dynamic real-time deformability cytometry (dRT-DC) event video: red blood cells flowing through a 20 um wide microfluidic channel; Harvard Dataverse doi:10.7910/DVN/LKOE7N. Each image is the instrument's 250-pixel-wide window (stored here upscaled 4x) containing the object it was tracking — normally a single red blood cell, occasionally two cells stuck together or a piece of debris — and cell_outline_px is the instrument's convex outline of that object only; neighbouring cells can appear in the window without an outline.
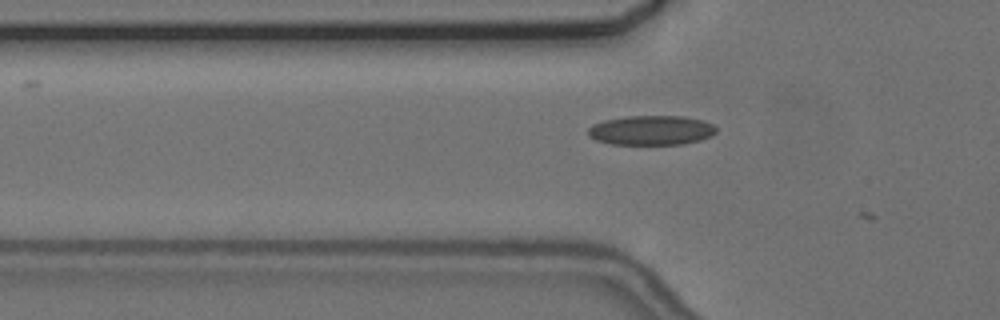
{"species": "common noctule bat (a hibernating species)", "species_latin": "Nyctalus noctula", "temperature_condition": "cold", "stored_images_in_passage": 18, "camera_frame_rate_fps": 3000, "um_per_image_px": 0.085, "animal": {"sex": "female", "body_mass_g": 24.6, "forearm_length_mm": 56.2}, "frame": {"image": 1, "passage_image": 3, "time_ms": 0.667, "image_size_px": [1000, 320], "cell_outline_px": [[716, 132], [712, 136], [700, 140], [684, 144], [612, 144], [596, 140], [588, 136], [588, 128], [592, 124], [604, 120], [628, 116], [684, 116], [704, 120], [712, 124], [716, 128]], "centroid_in_image_um": [55.37, 11.07], "position_along_channel_um": 70.4, "area_um2": 22.2}}
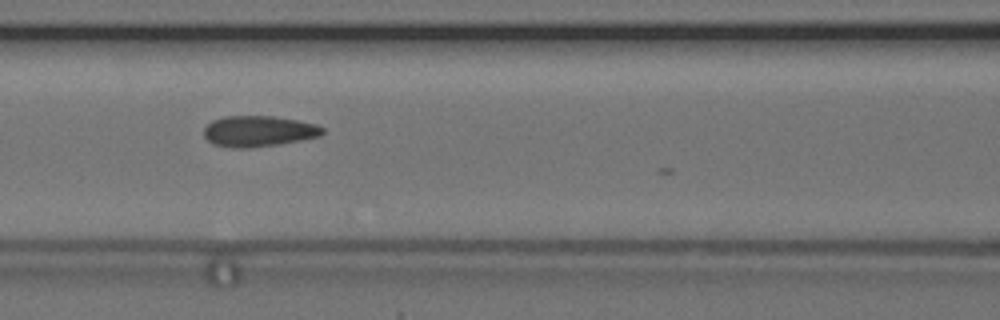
{"frame": {"image": 2, "passage_image": 9, "time_ms": 2.667, "image_size_px": [1000, 320], "cell_outline_px": [[324, 132], [320, 136], [280, 144], [252, 148], [236, 148], [212, 144], [204, 136], [204, 128], [212, 120], [224, 116], [272, 116], [296, 120], [316, 124], [324, 128]], "centroid_in_image_um": [21.97, 11.15], "position_along_channel_um": 144.6, "area_um2": 21.39}}
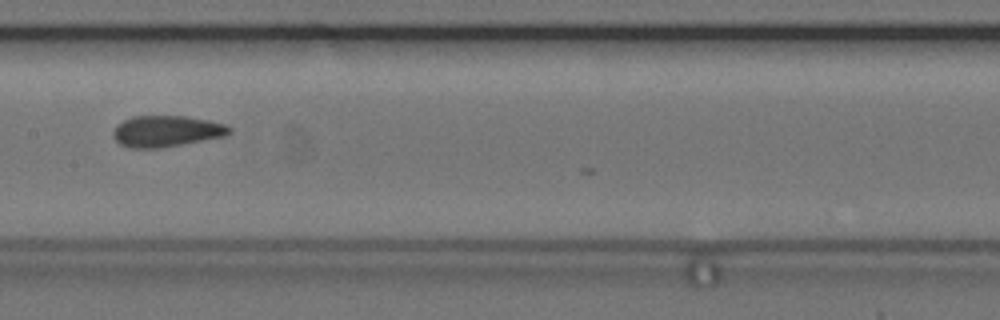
{"frame": {"image": 3, "passage_image": 13, "time_ms": 4.0, "image_size_px": [1000, 320], "cell_outline_px": [[232, 132], [224, 136], [160, 148], [128, 148], [120, 144], [112, 136], [112, 132], [116, 124], [132, 116], [184, 116], [208, 120], [224, 124], [232, 128]], "centroid_in_image_um": [14.1, 11.15], "position_along_channel_um": 193.3, "area_um2": 21.15}}